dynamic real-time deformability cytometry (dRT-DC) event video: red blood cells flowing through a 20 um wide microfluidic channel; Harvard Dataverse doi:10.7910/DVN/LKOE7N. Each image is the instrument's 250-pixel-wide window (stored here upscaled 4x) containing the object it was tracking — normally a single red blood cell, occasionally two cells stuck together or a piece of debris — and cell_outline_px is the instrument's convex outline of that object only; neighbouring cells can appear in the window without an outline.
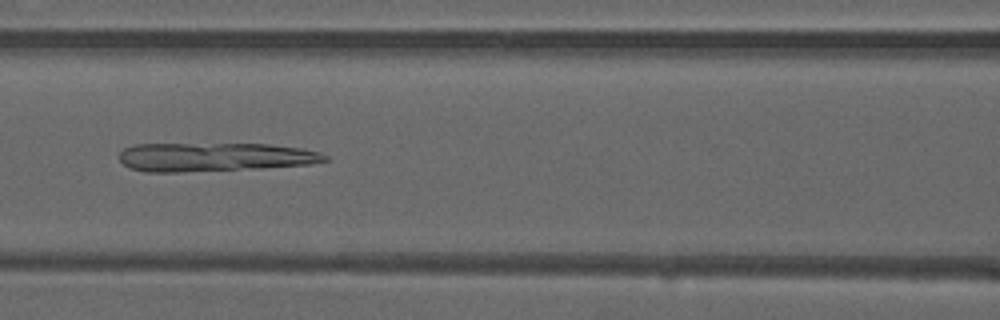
{"species": "common noctule bat (a hibernating species)", "species_latin": "Nyctalus noctula", "temperature_condition": "warm", "stored_images_in_passage": 48, "camera_frame_rate_fps": 3000, "um_per_image_px": 0.085, "animal": {"sex": "male", "forearm_length_mm": 52.5}, "frame": {"image": 1, "passage_image": 21, "time_ms": 6.667, "image_size_px": [1000, 320], "cell_outline_px": [[328, 160], [308, 164], [260, 168], [180, 172], [144, 172], [128, 168], [120, 160], [120, 152], [124, 148], [136, 144], [268, 144], [300, 148], [320, 152], [328, 156]], "centroid_in_image_um": [18.2, 13.35], "position_along_channel_um": 148.4, "area_um2": 34.45}}
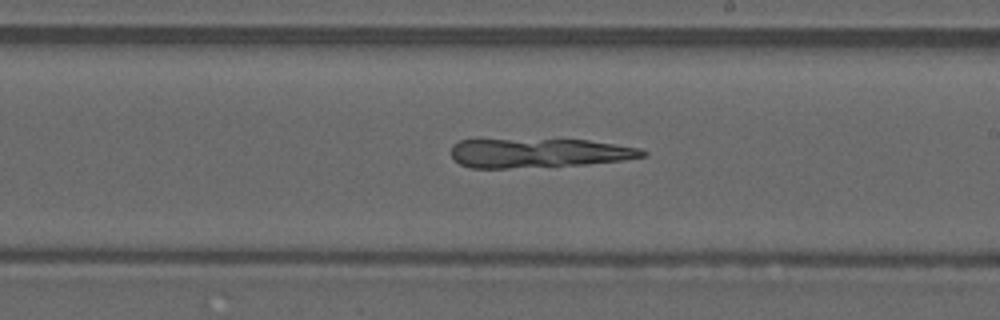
{"frame": {"image": 2, "passage_image": 28, "time_ms": 9.0, "image_size_px": [1000, 320], "cell_outline_px": [[648, 152], [644, 156], [624, 160], [588, 164], [508, 168], [472, 168], [460, 164], [452, 156], [452, 144], [460, 140], [588, 140], [640, 148]], "centroid_in_image_um": [45.8, 13.01], "position_along_channel_um": 243.2, "area_um2": 32.25}}
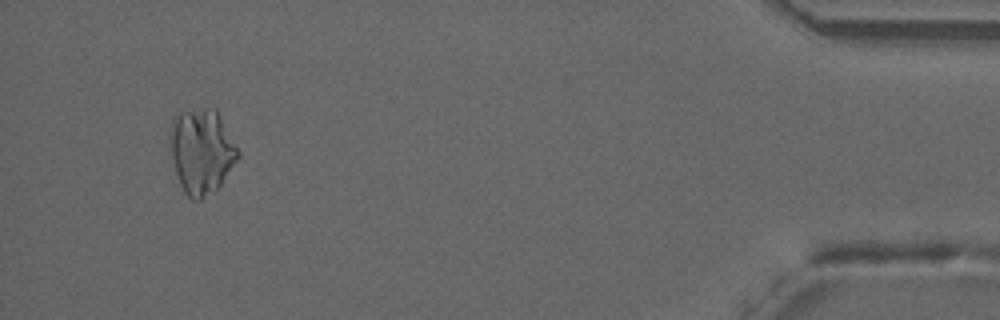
{"frame": {"image": 3, "passage_image": 46, "time_ms": 15.0, "image_size_px": [1000, 320], "cell_outline_px": [[240, 156], [220, 184], [216, 188], [200, 200], [192, 200], [184, 192], [180, 184], [176, 172], [172, 156], [172, 120], [180, 112], [204, 108], [216, 108], [240, 152]], "centroid_in_image_um": [17.17, 12.84], "position_along_channel_um": 418.0, "area_um2": 32.89}}